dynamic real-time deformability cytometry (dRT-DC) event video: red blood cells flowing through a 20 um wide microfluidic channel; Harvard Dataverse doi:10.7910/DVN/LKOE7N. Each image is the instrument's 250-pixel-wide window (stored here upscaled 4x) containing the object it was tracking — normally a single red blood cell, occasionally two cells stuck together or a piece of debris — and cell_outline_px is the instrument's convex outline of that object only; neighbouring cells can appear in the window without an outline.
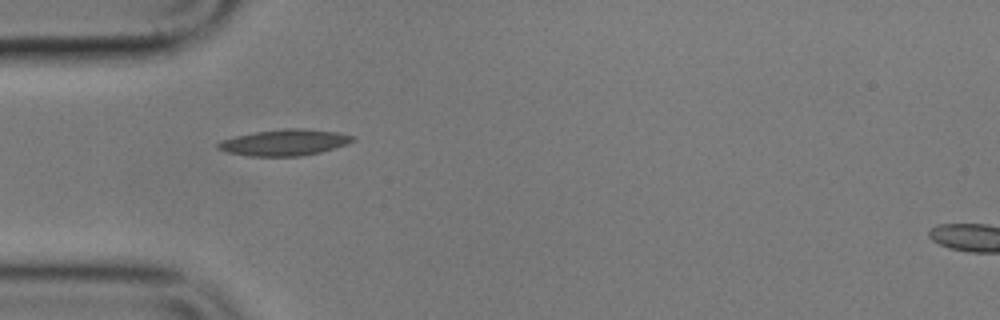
{"species": "common noctule bat (a hibernating species)", "species_latin": "Nyctalus noctula", "temperature_condition": "cold", "stored_images_in_passage": 11, "camera_frame_rate_fps": 3000, "um_per_image_px": 0.085, "animal": {"sex": "male", "body_mass_g": 17.9}, "frame": {"image": 1, "passage_image": 1, "time_ms": 0.0, "image_size_px": [1000, 320], "cell_outline_px": [[356, 140], [348, 144], [336, 148], [320, 152], [300, 156], [248, 156], [228, 152], [216, 148], [216, 144], [220, 140], [236, 136], [256, 132], [284, 128], [304, 128], [340, 132], [356, 136]], "centroid_in_image_um": [24.24, 12.1], "position_along_channel_um": 60.8, "area_um2": 20.81}}
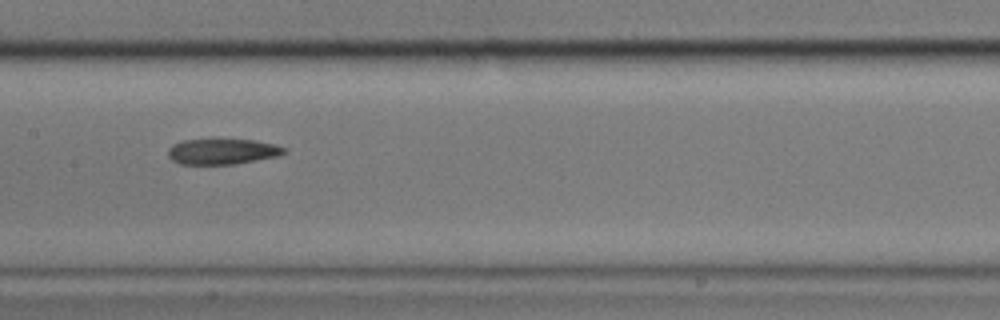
{"frame": {"image": 2, "passage_image": 4, "time_ms": 3.667, "image_size_px": [1000, 320], "cell_outline_px": [[288, 152], [280, 156], [232, 164], [180, 164], [172, 160], [168, 156], [168, 148], [172, 144], [184, 140], [256, 140], [288, 148]], "centroid_in_image_um": [18.92, 12.88], "position_along_channel_um": 188.5, "area_um2": 17.28}}
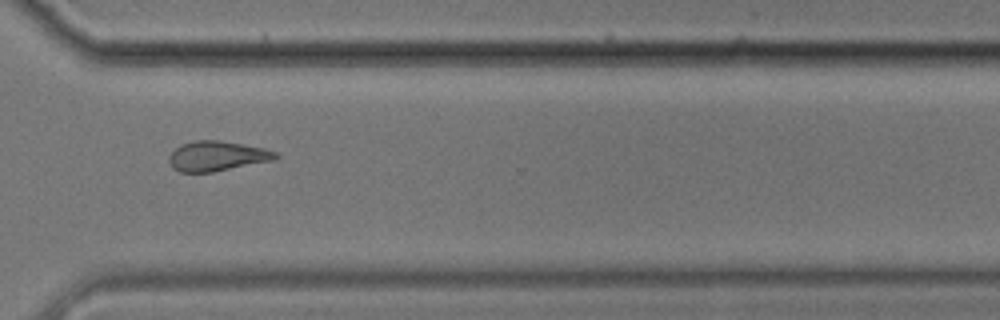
{"frame": {"image": 3, "passage_image": 8, "time_ms": 8.333, "image_size_px": [1000, 320], "cell_outline_px": [[280, 156], [276, 160], [212, 172], [180, 172], [172, 168], [168, 160], [168, 156], [180, 144], [196, 140], [220, 140], [264, 148], [276, 152]], "centroid_in_image_um": [18.45, 13.27], "position_along_channel_um": 352.1, "area_um2": 18.73}, "authors_computed_cell_mechanics": {"area_um2": 18.6694, "velocity_mm_per_s": 3.5147, "shape_relaxation_time_tau1_ms": null, "shape_relaxation_time_tau2_ms": 10.2627, "deformation_change_tau1": null, "deformation_change_tau2": 0.1748}}